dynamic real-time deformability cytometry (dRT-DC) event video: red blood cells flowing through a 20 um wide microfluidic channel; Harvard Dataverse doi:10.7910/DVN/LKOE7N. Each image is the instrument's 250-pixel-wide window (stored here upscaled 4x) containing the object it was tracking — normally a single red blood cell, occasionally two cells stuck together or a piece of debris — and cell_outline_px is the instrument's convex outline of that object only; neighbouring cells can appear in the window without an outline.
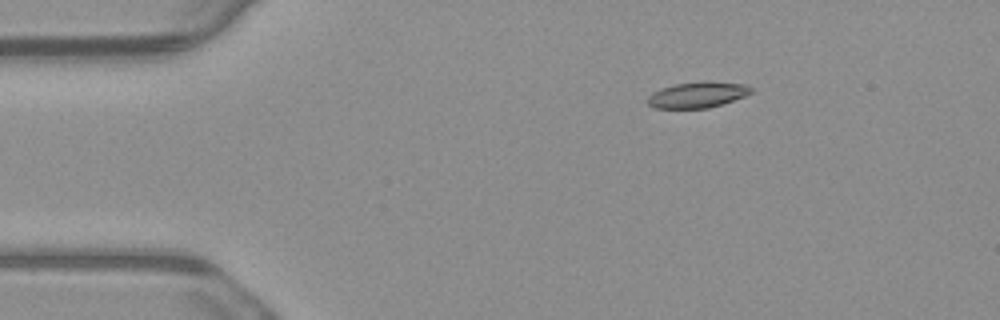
{"species": "common noctule bat (a hibernating species)", "species_latin": "Nyctalus noctula", "temperature_condition": "warm", "stored_images_in_passage": 4, "camera_frame_rate_fps": 3000, "um_per_image_px": 0.085, "animal": {"sex": "male", "body_mass_g": 23.1, "forearm_length_mm": 52.7}, "frame": {"image": 1, "passage_image": 2, "time_ms": 0.333, "image_size_px": [1000, 320], "cell_outline_px": [[752, 92], [744, 96], [708, 108], [656, 108], [648, 104], [648, 96], [652, 92], [660, 88], [676, 84], [700, 80], [708, 80], [748, 84], [752, 88]], "centroid_in_image_um": [59.3, 8.02], "position_along_channel_um": 25.7, "area_um2": 15.78}}